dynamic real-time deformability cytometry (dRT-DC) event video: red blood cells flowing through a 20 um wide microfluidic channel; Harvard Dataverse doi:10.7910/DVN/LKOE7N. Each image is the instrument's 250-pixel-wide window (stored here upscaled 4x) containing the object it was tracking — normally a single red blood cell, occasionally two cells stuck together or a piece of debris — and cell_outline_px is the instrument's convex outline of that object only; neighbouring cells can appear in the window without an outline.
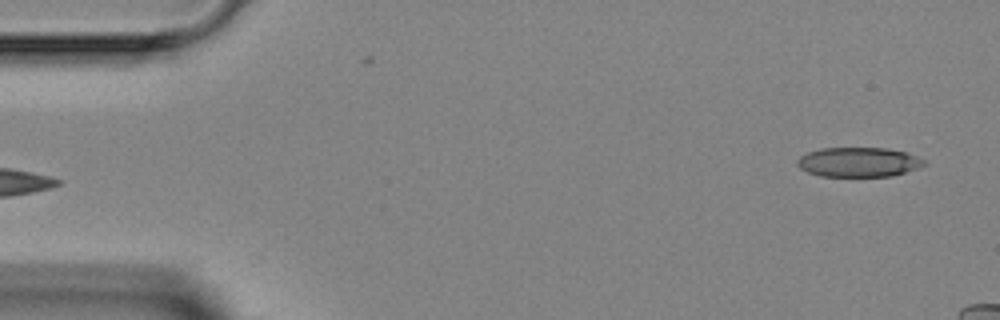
{"species": "Egyptian fruit bat (a non-hibernating species)", "species_latin": "Rousettus aegyptiacus", "temperature_condition": "room temperature", "stored_images_in_passage": 4, "segment_of_instrument_passage": [2, 2], "camera_frame_rate_fps": 3000, "um_per_image_px": 0.085, "animal": {"sex": "female"}, "frame": {"image": 1, "passage_image": 4, "time_ms": 4.333, "image_size_px": [1000, 320], "cell_outline_px": [[928, 164], [920, 168], [892, 176], [820, 176], [808, 172], [800, 168], [796, 164], [796, 160], [800, 156], [808, 152], [820, 148], [888, 148], [908, 152], [924, 160]], "centroid_in_image_um": [73.0, 13.77], "position_along_channel_um": 12.0, "area_um2": 22.08}}